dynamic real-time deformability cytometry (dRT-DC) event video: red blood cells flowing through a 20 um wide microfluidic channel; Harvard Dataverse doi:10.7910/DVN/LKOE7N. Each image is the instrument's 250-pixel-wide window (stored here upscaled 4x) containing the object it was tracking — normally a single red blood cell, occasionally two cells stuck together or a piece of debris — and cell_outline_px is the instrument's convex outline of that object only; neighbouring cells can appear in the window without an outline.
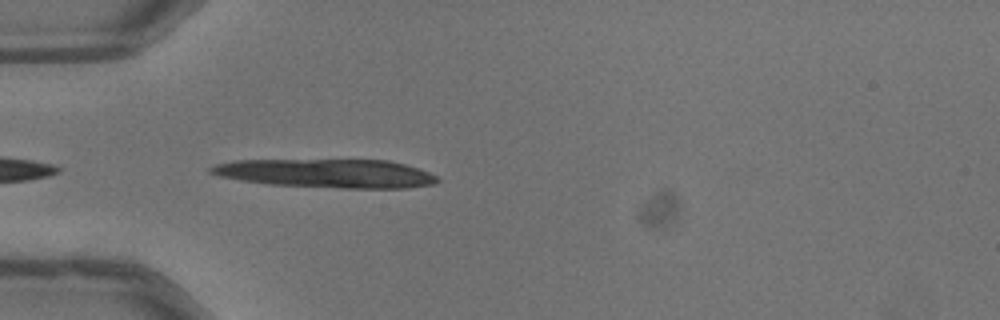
{"species": "common noctule bat (a hibernating species)", "species_latin": "Nyctalus noctula", "temperature_condition": "warm", "stored_images_in_passage": 6, "camera_frame_rate_fps": 3000, "um_per_image_px": 0.085, "animal": {"sex": "male", "body_mass_g": 13.3}, "frame": {"image": 1, "passage_image": 2, "time_ms": 0.333, "image_size_px": [1000, 320], "cell_outline_px": [[440, 180], [436, 184], [408, 188], [344, 188], [268, 184], [240, 180], [220, 176], [208, 172], [208, 168], [216, 164], [236, 160], [388, 160], [404, 164], [428, 172], [436, 176]], "centroid_in_image_um": [27.77, 14.74], "position_along_channel_um": 57.2, "area_um2": 37.8}}
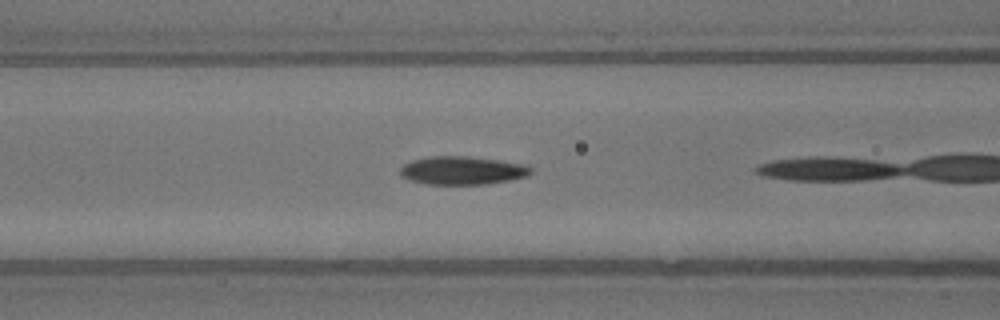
{"frame": {"image": 2, "passage_image": 5, "time_ms": 1.333, "image_size_px": [1000, 320], "cell_outline_px": [[532, 172], [528, 176], [488, 184], [428, 184], [412, 180], [400, 176], [400, 168], [404, 164], [412, 160], [428, 156], [468, 156], [528, 164], [532, 168]], "centroid_in_image_um": [39.32, 14.48], "position_along_channel_um": 127.3, "area_um2": 21.62}}